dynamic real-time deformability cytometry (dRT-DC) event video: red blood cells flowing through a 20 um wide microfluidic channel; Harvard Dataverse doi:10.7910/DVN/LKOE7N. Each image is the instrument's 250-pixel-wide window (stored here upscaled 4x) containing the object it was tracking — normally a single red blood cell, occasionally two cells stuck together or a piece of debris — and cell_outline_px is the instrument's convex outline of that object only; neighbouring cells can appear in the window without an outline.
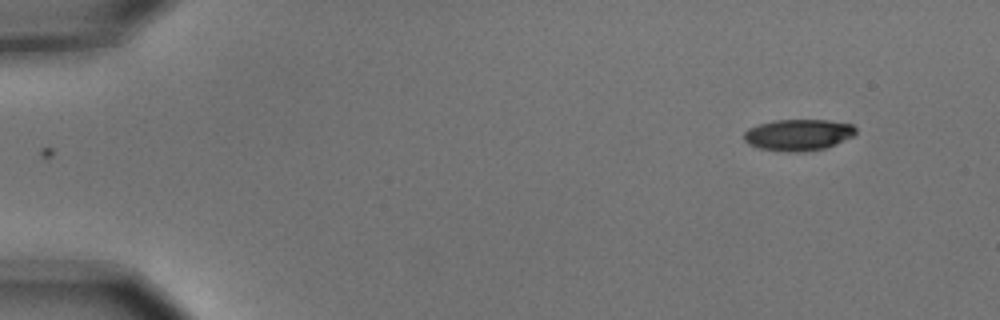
{"species": "common noctule bat (a hibernating species)", "species_latin": "Nyctalus noctula", "temperature_condition": "cold", "stored_images_in_passage": 8, "camera_frame_rate_fps": 3000, "um_per_image_px": 0.085, "animal": {"sex": "male", "body_mass_g": 15.6}, "frame": {"image": 1, "passage_image": 1, "time_ms": 0.0, "image_size_px": [1000, 320], "cell_outline_px": [[856, 132], [852, 136], [824, 148], [804, 152], [800, 152], [760, 148], [748, 144], [744, 140], [744, 132], [748, 128], [760, 124], [776, 120], [828, 120], [852, 124], [856, 128]], "centroid_in_image_um": [67.84, 11.45], "position_along_channel_um": 17.2, "area_um2": 20.11}}
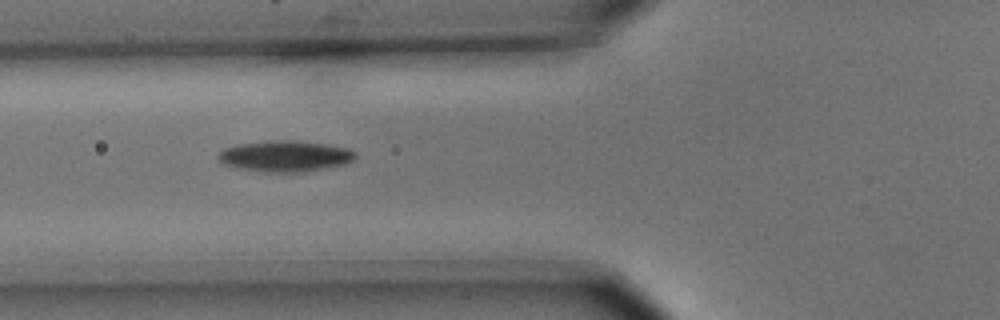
{"frame": {"image": 2, "passage_image": 5, "time_ms": 1.333, "image_size_px": [1000, 320], "cell_outline_px": [[356, 156], [348, 164], [304, 172], [264, 172], [240, 168], [224, 164], [216, 156], [224, 148], [240, 144], [276, 140], [292, 140], [324, 144], [348, 148], [356, 152]], "centroid_in_image_um": [24.27, 13.28], "position_along_channel_um": 101.5, "area_um2": 24.68}}
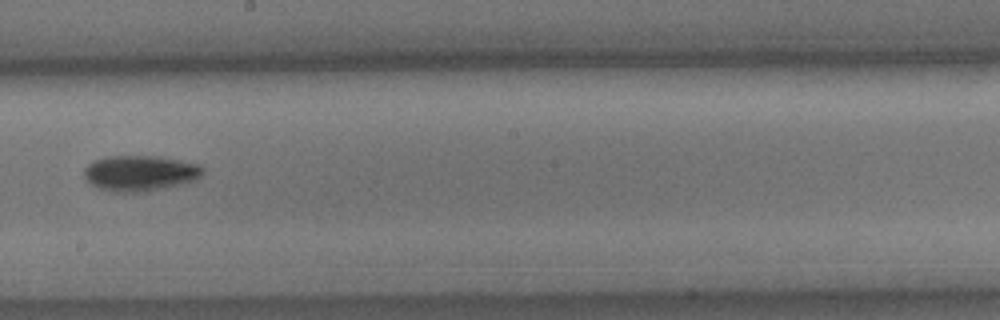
{"frame": {"image": 3, "passage_image": 8, "time_ms": 2.333, "image_size_px": [1000, 320], "cell_outline_px": [[204, 172], [196, 180], [164, 188], [144, 192], [112, 192], [100, 188], [92, 184], [84, 176], [84, 168], [92, 160], [104, 156], [156, 156], [180, 160], [200, 164], [204, 168]], "centroid_in_image_um": [11.91, 14.71], "position_along_channel_um": 236.3, "area_um2": 24.8}}